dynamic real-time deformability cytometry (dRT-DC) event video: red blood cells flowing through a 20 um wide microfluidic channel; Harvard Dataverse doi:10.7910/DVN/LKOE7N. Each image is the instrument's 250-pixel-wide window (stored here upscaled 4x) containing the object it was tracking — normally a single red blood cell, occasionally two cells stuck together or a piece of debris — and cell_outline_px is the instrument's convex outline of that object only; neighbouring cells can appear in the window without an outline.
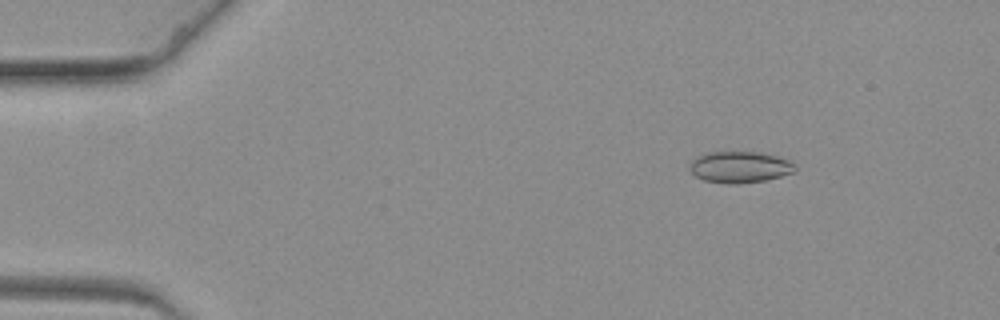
{"species": "common noctule bat (a hibernating species)", "species_latin": "Nyctalus noctula", "temperature_condition": "warm", "stored_images_in_passage": 58, "camera_frame_rate_fps": 3000, "um_per_image_px": 0.085, "animal": {"sex": "female", "body_mass_g": 19.3, "forearm_length_mm": 54.1}, "frame": {"image": 1, "passage_image": 3, "time_ms": 0.667, "image_size_px": [1000, 320], "cell_outline_px": [[796, 168], [792, 172], [780, 176], [764, 180], [736, 184], [728, 184], [704, 180], [696, 176], [688, 168], [692, 160], [696, 156], [708, 152], [764, 152], [780, 156], [796, 164]], "centroid_in_image_um": [62.88, 14.18], "position_along_channel_um": 22.1, "area_um2": 19.36}}
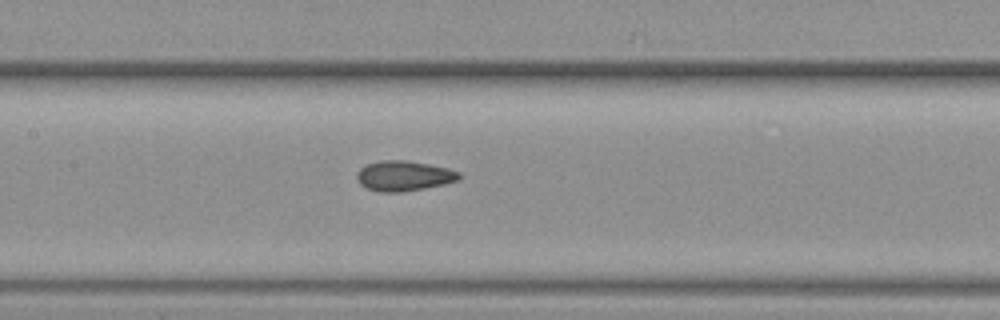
{"frame": {"image": 2, "passage_image": 25, "time_ms": 8.0, "image_size_px": [1000, 320], "cell_outline_px": [[464, 176], [460, 180], [444, 184], [424, 188], [400, 192], [380, 192], [368, 188], [360, 184], [356, 180], [356, 172], [360, 168], [368, 164], [380, 160], [408, 160], [448, 168], [460, 172]], "centroid_in_image_um": [34.35, 14.94], "position_along_channel_um": 173.0, "area_um2": 18.15}}
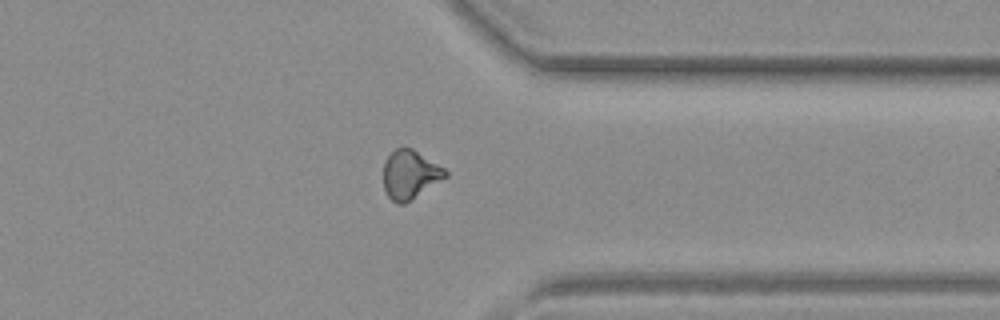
{"frame": {"image": 3, "passage_image": 44, "time_ms": 14.333, "image_size_px": [1000, 320], "cell_outline_px": [[448, 176], [404, 204], [396, 204], [388, 196], [384, 188], [384, 160], [396, 148], [412, 148], [444, 168], [448, 172]], "centroid_in_image_um": [34.84, 14.84], "position_along_channel_um": 376.6, "area_um2": 17.4}}